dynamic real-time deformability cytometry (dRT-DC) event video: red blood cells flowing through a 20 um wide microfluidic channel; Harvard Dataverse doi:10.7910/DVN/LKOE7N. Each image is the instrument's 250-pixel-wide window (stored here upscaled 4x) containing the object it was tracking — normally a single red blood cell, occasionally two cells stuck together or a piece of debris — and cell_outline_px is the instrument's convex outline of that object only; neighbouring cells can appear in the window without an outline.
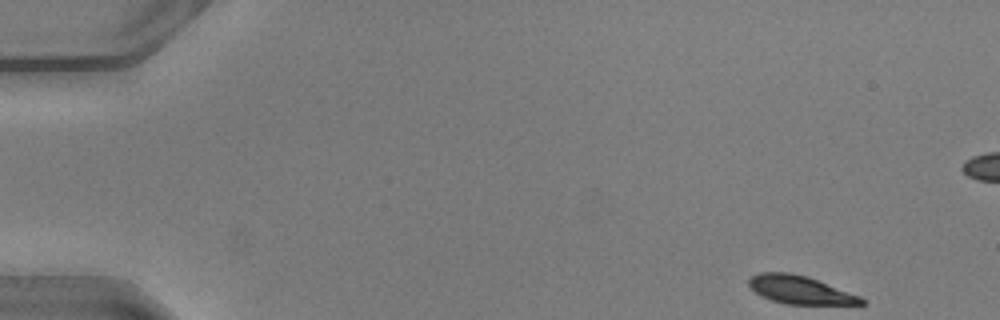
{"species": "common noctule bat (a hibernating species)", "species_latin": "Nyctalus noctula", "temperature_condition": "warm", "stored_images_in_passage": 48, "camera_frame_rate_fps": 3000, "um_per_image_px": 0.085, "animal": {"sex": "male", "body_mass_g": 20.5, "forearm_length_mm": 52.5}, "frame": {"image": 1, "passage_image": 1, "time_ms": 0.0, "image_size_px": [1000, 320], "cell_outline_px": [[868, 300], [864, 304], [784, 304], [760, 296], [748, 284], [748, 280], [752, 276], [760, 272], [788, 272], [808, 276], [860, 296]], "centroid_in_image_um": [68.01, 24.63], "position_along_channel_um": 17.0, "area_um2": 18.44}}
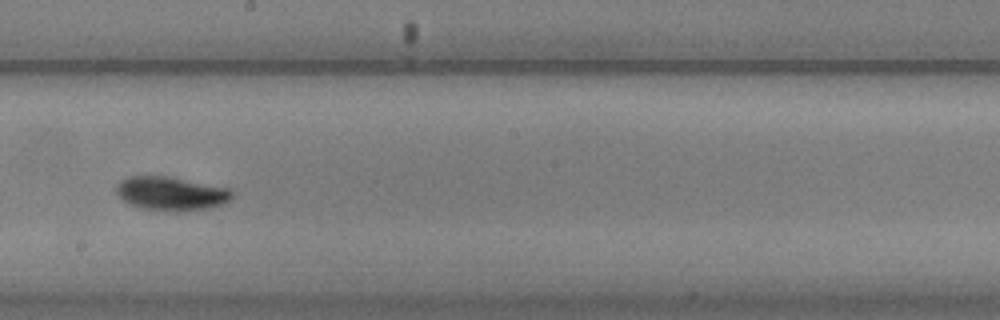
{"frame": {"image": 2, "passage_image": 26, "time_ms": 8.333, "image_size_px": [1000, 320], "cell_outline_px": [[236, 192], [224, 204], [208, 208], [176, 212], [140, 208], [124, 200], [116, 192], [116, 184], [120, 180], [128, 176], [168, 176], [232, 188]], "centroid_in_image_um": [14.58, 16.44], "position_along_channel_um": 233.6, "area_um2": 23.0}}
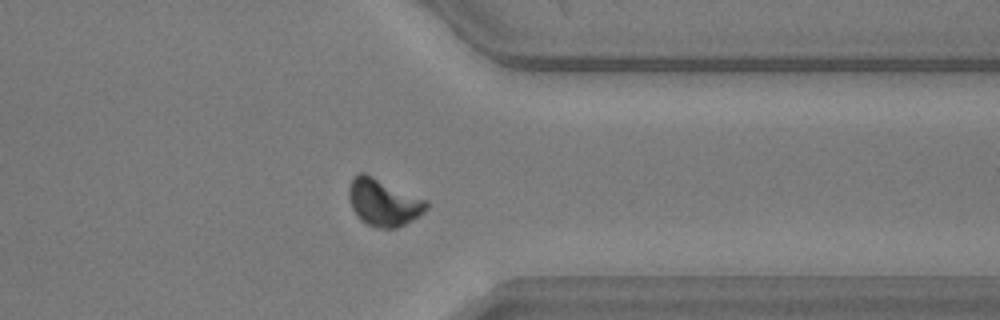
{"frame": {"image": 3, "passage_image": 37, "time_ms": 12.0, "image_size_px": [1000, 320], "cell_outline_px": [[428, 208], [420, 216], [396, 228], [376, 228], [360, 220], [356, 216], [352, 208], [348, 196], [348, 188], [352, 176], [360, 172], [364, 172], [428, 200]], "centroid_in_image_um": [32.58, 17.19], "position_along_channel_um": 378.8, "area_um2": 21.56}, "authors_computed_cell_mechanics": {"area_um2": 20.3745, "velocity_mm_per_s": 4.0508, "shape_relaxation_time_tau1_ms": 1.8012, "shape_relaxation_time_tau2_ms": 3.4357, "deformation_change_tau1": 0.1041, "deformation_change_tau2": 0.0621}}